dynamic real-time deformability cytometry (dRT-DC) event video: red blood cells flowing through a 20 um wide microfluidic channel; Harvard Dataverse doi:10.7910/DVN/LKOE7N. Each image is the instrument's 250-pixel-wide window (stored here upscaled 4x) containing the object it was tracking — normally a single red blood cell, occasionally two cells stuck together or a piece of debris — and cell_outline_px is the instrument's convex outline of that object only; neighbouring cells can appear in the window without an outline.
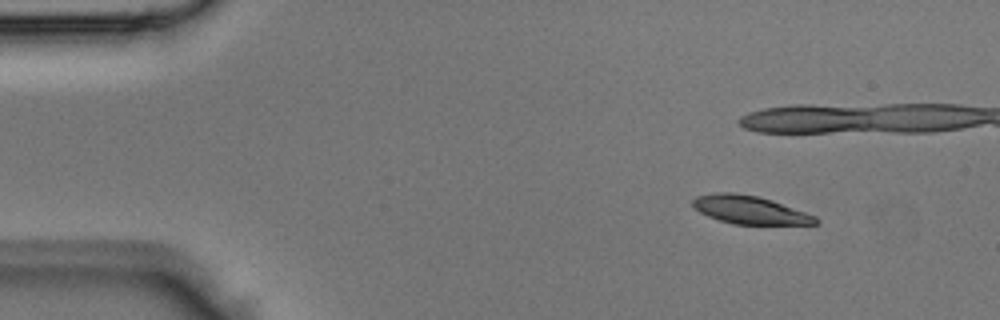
{"species": "Egyptian fruit bat (a non-hibernating species)", "species_latin": "Rousettus aegyptiacus", "temperature_condition": "room temperature", "stored_images_in_passage": 5, "camera_frame_rate_fps": 3000, "um_per_image_px": 0.085, "animal": {"sex": "male"}, "frame": {"image": 1, "passage_image": 1, "time_ms": 0.0, "image_size_px": [1000, 320], "cell_outline_px": [[820, 224], [732, 224], [708, 216], [692, 208], [692, 200], [696, 196], [716, 192], [732, 192], [756, 196], [772, 200], [816, 216], [820, 220]], "centroid_in_image_um": [63.72, 17.84], "position_along_channel_um": 21.3, "area_um2": 20.17}}
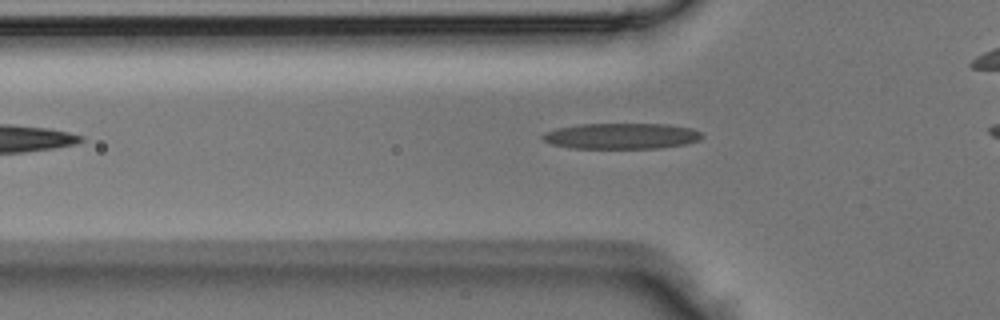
{"frame": {"image": 2, "passage_image": 5, "time_ms": 1.333, "image_size_px": [1000, 320], "cell_outline_px": [[704, 136], [700, 140], [684, 144], [660, 148], [572, 148], [552, 144], [544, 140], [540, 136], [544, 132], [556, 128], [580, 124], [668, 124], [692, 128], [700, 132]], "centroid_in_image_um": [52.82, 11.56], "position_along_channel_um": 73.0, "area_um2": 24.04}}